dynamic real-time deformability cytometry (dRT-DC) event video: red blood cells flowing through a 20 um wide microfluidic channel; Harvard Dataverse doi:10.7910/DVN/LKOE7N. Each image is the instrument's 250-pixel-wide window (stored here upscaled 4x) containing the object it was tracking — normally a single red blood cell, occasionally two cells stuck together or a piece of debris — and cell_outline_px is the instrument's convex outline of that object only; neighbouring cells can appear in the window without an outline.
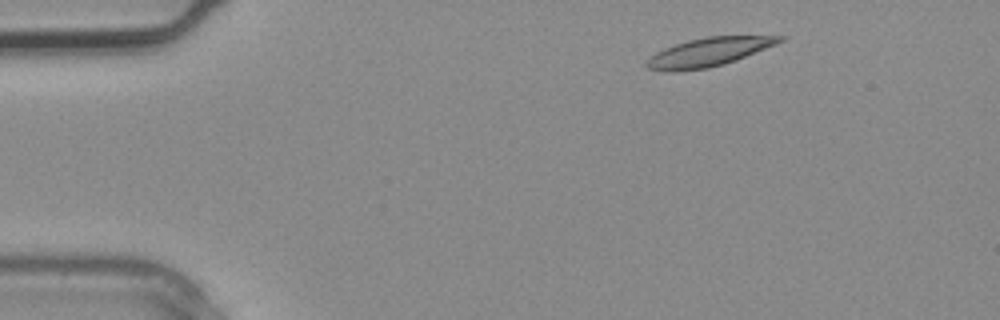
{"species": "common noctule bat (a hibernating species)", "species_latin": "Nyctalus noctula", "temperature_condition": "warm", "stored_images_in_passage": 2, "camera_frame_rate_fps": 3000, "um_per_image_px": 0.085, "animal": {"sex": "male", "body_mass_g": 20.4}, "frame": {"image": 1, "passage_image": 1, "time_ms": 0.0, "image_size_px": [1000, 320], "cell_outline_px": [[784, 40], [776, 44], [736, 60], [724, 64], [708, 68], [676, 72], [664, 72], [648, 68], [644, 64], [656, 52], [664, 48], [688, 40], [708, 36], [784, 36]], "centroid_in_image_um": [60.2, 4.44], "position_along_channel_um": 24.8, "area_um2": 22.08}}